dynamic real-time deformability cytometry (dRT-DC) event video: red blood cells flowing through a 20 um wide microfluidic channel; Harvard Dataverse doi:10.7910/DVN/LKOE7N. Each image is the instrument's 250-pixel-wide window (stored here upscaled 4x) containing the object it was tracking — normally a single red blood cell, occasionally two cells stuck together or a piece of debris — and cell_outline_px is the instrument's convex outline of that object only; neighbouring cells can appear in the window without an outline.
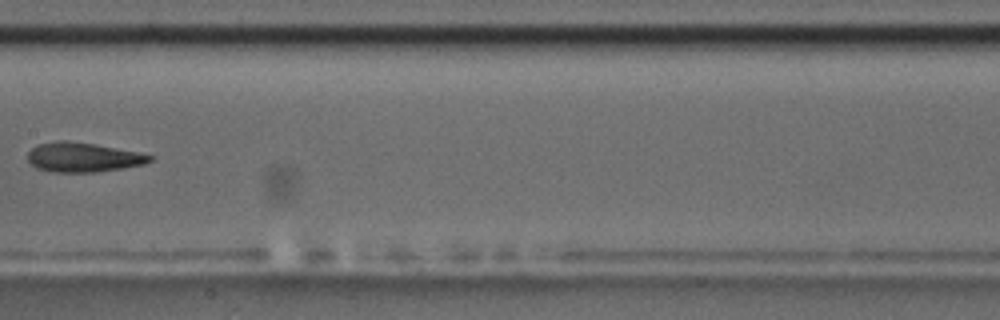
{"species": "common noctule bat (a hibernating species)", "species_latin": "Nyctalus noctula", "temperature_condition": "room temperature", "stored_images_in_passage": 9, "camera_frame_rate_fps": 3000, "um_per_image_px": 0.085, "animal": {"sex": "male", "body_mass_g": 17.5, "forearm_length_mm": 52.3}, "frame": {"image": 1, "passage_image": 7, "time_ms": 8.0, "image_size_px": [1000, 320], "cell_outline_px": [[152, 160], [144, 164], [96, 172], [52, 172], [36, 168], [28, 160], [28, 152], [32, 148], [40, 144], [56, 140], [68, 140], [92, 144], [136, 152], [152, 156]], "centroid_in_image_um": [7.0, 13.37], "position_along_channel_um": 200.4, "area_um2": 20.63}}